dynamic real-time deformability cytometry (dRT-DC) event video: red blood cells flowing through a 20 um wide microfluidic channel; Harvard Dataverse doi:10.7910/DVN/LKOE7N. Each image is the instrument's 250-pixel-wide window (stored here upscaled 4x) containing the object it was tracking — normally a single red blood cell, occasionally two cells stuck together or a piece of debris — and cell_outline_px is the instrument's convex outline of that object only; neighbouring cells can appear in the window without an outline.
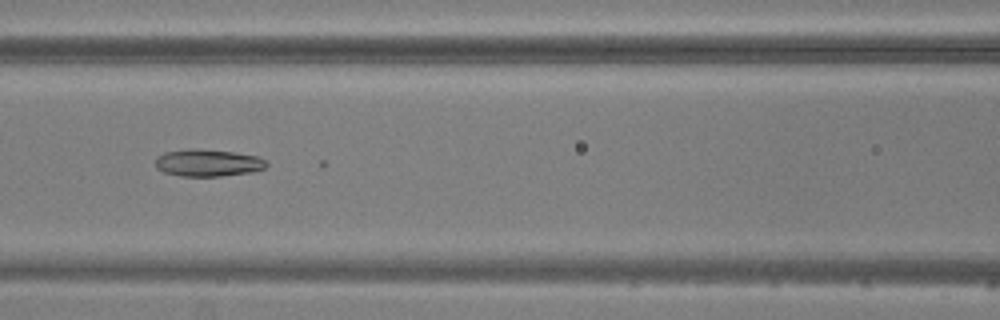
{"species": "common noctule bat (a hibernating species)", "species_latin": "Nyctalus noctula", "temperature_condition": "warm", "stored_images_in_passage": 5, "camera_frame_rate_fps": 3000, "um_per_image_px": 0.085, "animal": {"sex": "male", "body_mass_g": 20.5, "forearm_length_mm": 52.5}, "frame": {"image": 1, "passage_image": 4, "time_ms": 3.333, "image_size_px": [1000, 320], "cell_outline_px": [[268, 164], [264, 168], [256, 172], [220, 176], [180, 176], [164, 172], [156, 168], [156, 156], [164, 152], [188, 148], [196, 148], [236, 152], [260, 156], [268, 160]], "centroid_in_image_um": [17.72, 13.83], "position_along_channel_um": 148.9, "area_um2": 18.03}}